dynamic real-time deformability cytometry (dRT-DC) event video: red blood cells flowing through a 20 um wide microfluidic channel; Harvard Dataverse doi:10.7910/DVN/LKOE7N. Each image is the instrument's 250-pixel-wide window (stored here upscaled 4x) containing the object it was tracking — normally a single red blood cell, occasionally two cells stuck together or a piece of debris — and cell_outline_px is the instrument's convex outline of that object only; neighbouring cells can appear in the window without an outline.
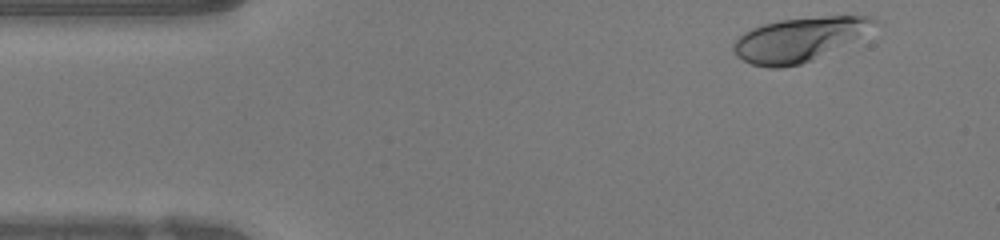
{"species": "human", "species_latin": "Homo sapiens", "temperature_condition": "warm", "stored_images_in_passage": 44, "camera_frame_rate_fps": 3000, "um_per_image_px": 0.085, "donor": {"sex": "female"}, "frame": {"image": 1, "passage_image": 1, "time_ms": 0.0, "image_size_px": [1000, 240], "cell_outline_px": [[884, 24], [800, 64], [780, 68], [768, 68], [752, 64], [736, 56], [732, 48], [732, 44], [744, 32], [752, 28], [764, 24], [780, 20], [824, 16], [868, 16], [880, 20]], "centroid_in_image_um": [67.92, 3.32], "position_along_channel_um": 17.1, "area_um2": 35.37}}
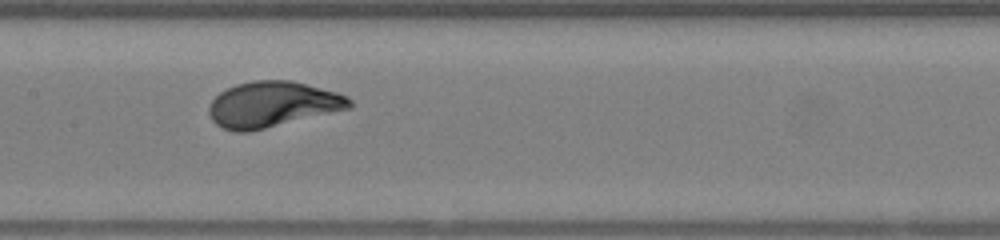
{"frame": {"image": 2, "passage_image": 19, "time_ms": 6.0, "image_size_px": [1000, 240], "cell_outline_px": [[352, 108], [248, 132], [232, 132], [216, 124], [212, 120], [208, 112], [208, 108], [212, 100], [220, 92], [236, 84], [252, 80], [292, 80], [336, 92], [348, 96], [352, 100]], "centroid_in_image_um": [23.16, 8.87], "position_along_channel_um": 184.2, "area_um2": 37.45}}
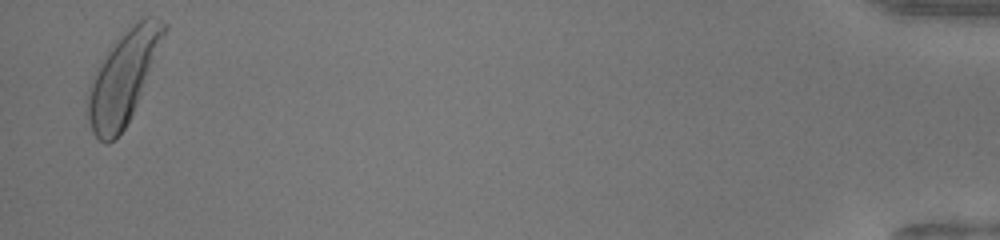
{"frame": {"image": 3, "passage_image": 43, "time_ms": 14.0, "image_size_px": [1000, 240], "cell_outline_px": [[168, 28], [132, 116], [124, 128], [108, 144], [100, 140], [92, 132], [88, 120], [88, 88], [92, 76], [96, 68], [116, 40], [132, 24], [144, 16], [148, 16], [160, 20], [168, 24]], "centroid_in_image_um": [10.48, 6.57], "position_along_channel_um": 424.7, "area_um2": 40.23}, "authors_computed_cell_mechanics": {"area_um2": 36.3851, "velocity_mm_per_s": 4.2256, "shape_relaxation_time_tau1_ms": 2.5934, "shape_relaxation_time_tau2_ms": null, "deformation_change_tau1": 0.1744, "deformation_change_tau2": null}}